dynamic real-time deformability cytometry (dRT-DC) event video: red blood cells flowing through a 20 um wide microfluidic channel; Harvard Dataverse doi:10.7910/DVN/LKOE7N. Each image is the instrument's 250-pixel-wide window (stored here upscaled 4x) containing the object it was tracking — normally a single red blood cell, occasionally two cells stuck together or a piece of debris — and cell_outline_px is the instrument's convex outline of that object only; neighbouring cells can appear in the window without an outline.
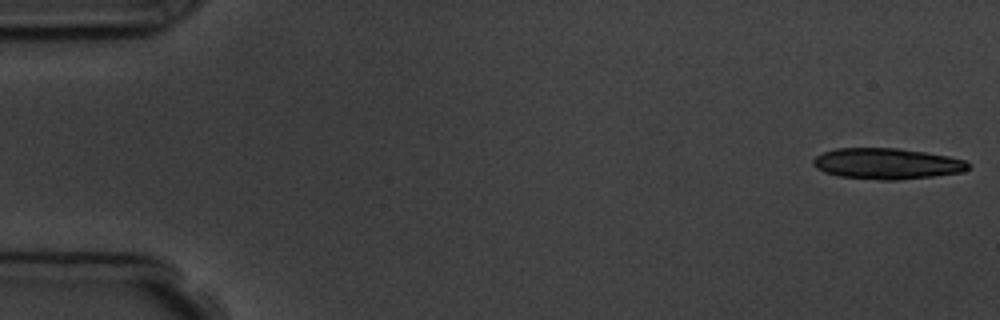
{"species": "common noctule bat (a hibernating species)", "species_latin": "Nyctalus noctula", "temperature_condition": "room temperature", "stored_images_in_passage": 7, "camera_frame_rate_fps": 3000, "um_per_image_px": 0.085, "animal": {"sex": "male", "body_mass_g": 19.5, "forearm_length_mm": 54.6}, "frame": {"image": 1, "passage_image": 1, "time_ms": 0.0, "image_size_px": [1000, 320], "cell_outline_px": [[972, 164], [964, 172], [900, 180], [880, 180], [840, 176], [824, 172], [816, 168], [812, 164], [812, 160], [816, 156], [824, 152], [836, 148], [896, 148], [924, 152], [948, 156], [964, 160]], "centroid_in_image_um": [75.39, 13.91], "position_along_channel_um": 9.6, "area_um2": 27.98}}
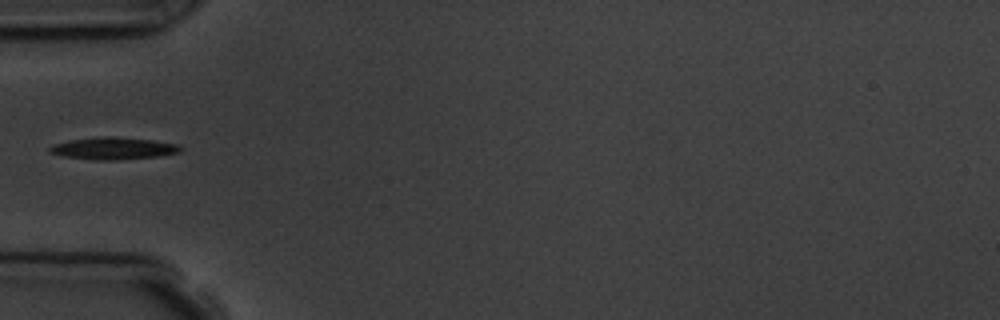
{"frame": {"image": 2, "passage_image": 6, "time_ms": 5.667, "image_size_px": [1000, 320], "cell_outline_px": [[180, 152], [160, 156], [116, 160], [96, 160], [64, 156], [48, 152], [48, 148], [52, 144], [72, 140], [100, 136], [112, 136], [152, 140], [176, 144], [180, 148]], "centroid_in_image_um": [9.59, 12.61], "position_along_channel_um": 75.4, "area_um2": 16.76}}